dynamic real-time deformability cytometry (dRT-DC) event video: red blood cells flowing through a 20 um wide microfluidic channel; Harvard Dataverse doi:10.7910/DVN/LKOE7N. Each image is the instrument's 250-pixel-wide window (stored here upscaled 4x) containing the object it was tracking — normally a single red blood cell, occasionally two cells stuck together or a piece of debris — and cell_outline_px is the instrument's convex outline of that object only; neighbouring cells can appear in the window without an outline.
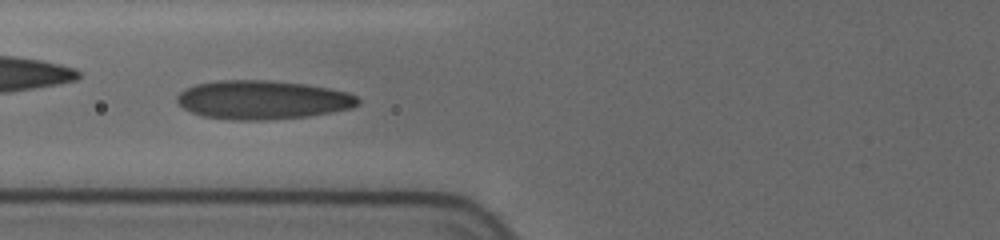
{"species": "human", "species_latin": "Homo sapiens", "temperature_condition": "cold", "stored_images_in_passage": 40, "camera_frame_rate_fps": 3000, "um_per_image_px": 0.085, "donor": {"sex": "female"}, "frame": {"image": 1, "passage_image": 16, "time_ms": 5.667, "image_size_px": [1000, 240], "cell_outline_px": [[360, 104], [352, 108], [308, 116], [264, 120], [232, 120], [200, 116], [176, 104], [176, 96], [184, 88], [196, 84], [216, 80], [268, 80], [304, 84], [328, 88], [348, 92], [356, 96], [360, 100]], "centroid_in_image_um": [22.27, 8.49], "position_along_channel_um": 103.5, "area_um2": 41.15}}
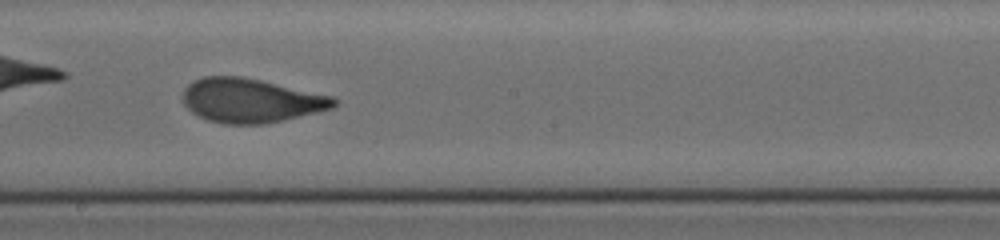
{"frame": {"image": 2, "passage_image": 25, "time_ms": 9.0, "image_size_px": [1000, 240], "cell_outline_px": [[336, 104], [332, 108], [284, 120], [264, 124], [224, 124], [208, 120], [192, 112], [184, 104], [184, 88], [192, 80], [204, 76], [244, 76], [332, 96], [336, 100]], "centroid_in_image_um": [21.3, 8.53], "position_along_channel_um": 226.9, "area_um2": 38.73}}
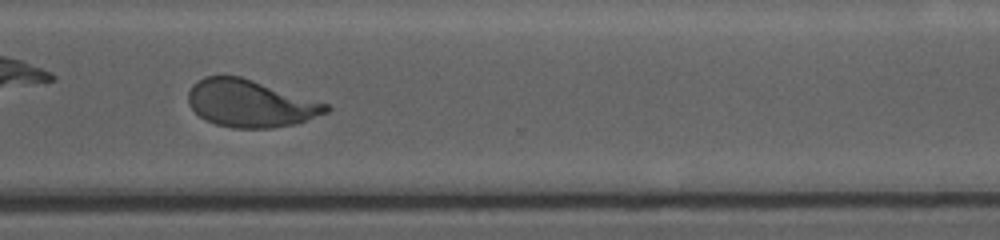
{"frame": {"image": 3, "passage_image": 34, "time_ms": 12.333, "image_size_px": [1000, 240], "cell_outline_px": [[332, 108], [328, 112], [296, 124], [272, 128], [232, 128], [216, 124], [204, 120], [188, 104], [188, 92], [192, 84], [204, 76], [240, 76], [328, 104]], "centroid_in_image_um": [21.26, 8.8], "position_along_channel_um": 349.3, "area_um2": 37.86}, "authors_computed_cell_mechanics": {"area_um2": 38.3214, "velocity_mm_per_s": 3.6996, "shape_relaxation_time_tau1_ms": 4.5758, "shape_relaxation_time_tau2_ms": 0.6747, "deformation_change_tau1": 0.172, "deformation_change_tau2": 0.0749}}